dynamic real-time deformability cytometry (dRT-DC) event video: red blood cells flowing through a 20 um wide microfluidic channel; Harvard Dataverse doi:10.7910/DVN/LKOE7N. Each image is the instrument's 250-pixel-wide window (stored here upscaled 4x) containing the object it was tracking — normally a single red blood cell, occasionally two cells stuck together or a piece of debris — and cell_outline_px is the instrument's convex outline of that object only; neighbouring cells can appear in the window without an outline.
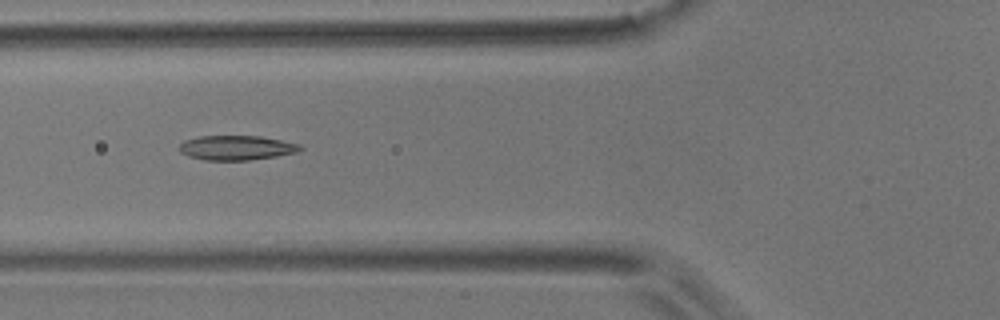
{"species": "common noctule bat (a hibernating species)", "species_latin": "Nyctalus noctula", "temperature_condition": "room temperature", "stored_images_in_passage": 9, "camera_frame_rate_fps": 3000, "um_per_image_px": 0.085, "animal": {"sex": "male", "body_mass_g": 17.9}, "frame": {"image": 1, "passage_image": 6, "time_ms": 6.0, "image_size_px": [1000, 320], "cell_outline_px": [[304, 148], [300, 152], [276, 156], [248, 160], [204, 160], [188, 156], [180, 152], [180, 144], [184, 140], [200, 136], [260, 136], [300, 144]], "centroid_in_image_um": [20.12, 12.56], "position_along_channel_um": 105.7, "area_um2": 17.34}}
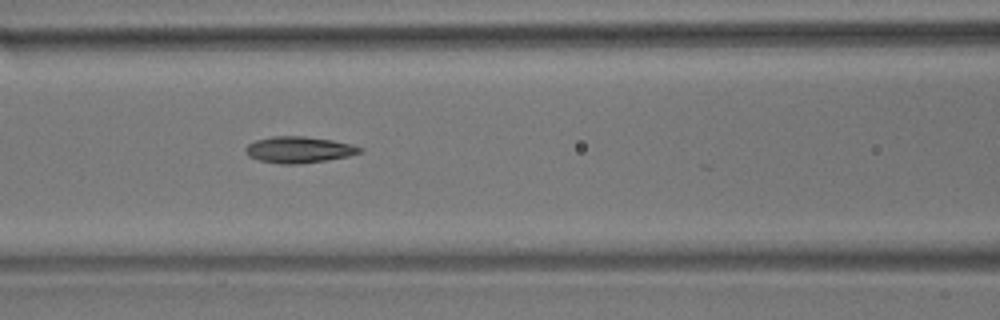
{"frame": {"image": 2, "passage_image": 7, "time_ms": 7.0, "image_size_px": [1000, 320], "cell_outline_px": [[364, 152], [348, 156], [324, 160], [296, 164], [280, 164], [260, 160], [248, 156], [244, 148], [248, 144], [256, 140], [272, 136], [304, 136], [332, 140], [352, 144], [364, 148]], "centroid_in_image_um": [25.42, 12.72], "position_along_channel_um": 141.2, "area_um2": 17.51}}
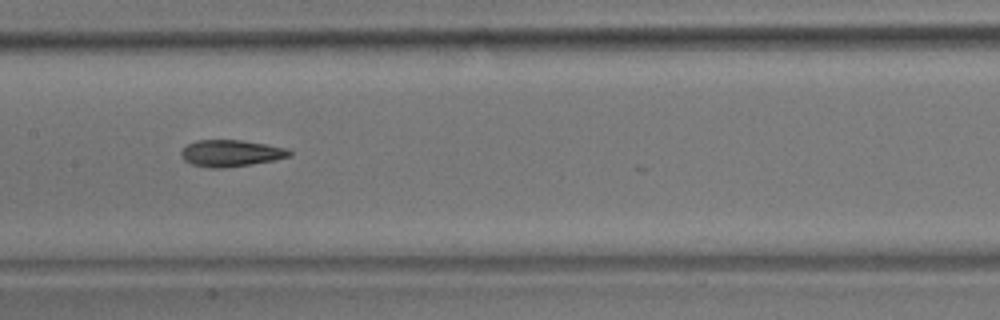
{"frame": {"image": 3, "passage_image": 8, "time_ms": 8.333, "image_size_px": [1000, 320], "cell_outline_px": [[292, 156], [252, 164], [224, 168], [212, 168], [192, 164], [184, 160], [180, 156], [180, 152], [188, 144], [196, 140], [240, 140], [288, 148], [292, 152]], "centroid_in_image_um": [19.62, 13.02], "position_along_channel_um": 187.8, "area_um2": 16.76}}